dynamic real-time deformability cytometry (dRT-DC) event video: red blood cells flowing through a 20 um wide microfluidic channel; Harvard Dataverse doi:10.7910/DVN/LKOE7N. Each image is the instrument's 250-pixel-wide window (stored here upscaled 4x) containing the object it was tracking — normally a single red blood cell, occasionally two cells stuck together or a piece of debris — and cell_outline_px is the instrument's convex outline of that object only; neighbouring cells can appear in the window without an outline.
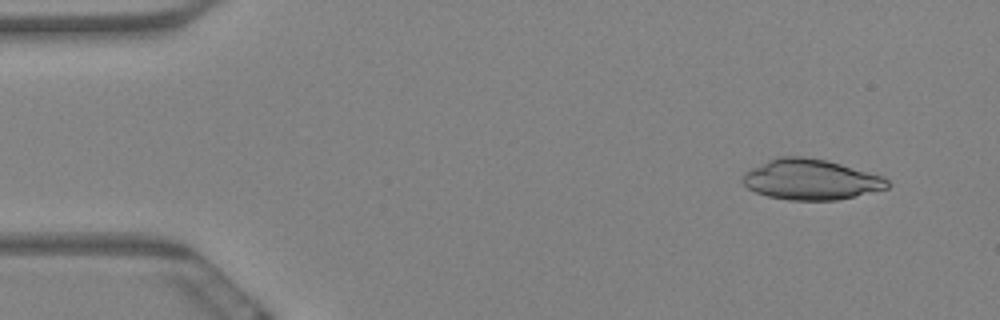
{"species": "Egyptian fruit bat (a non-hibernating species)", "species_latin": "Rousettus aegyptiacus", "temperature_condition": "warm", "stored_images_in_passage": 7, "camera_frame_rate_fps": 3000, "um_per_image_px": 0.085, "animal": {"sex": "female"}, "frame": {"image": 1, "passage_image": 2, "time_ms": 0.333, "image_size_px": [1000, 320], "cell_outline_px": [[892, 184], [888, 188], [836, 200], [788, 200], [768, 196], [756, 192], [748, 188], [740, 180], [744, 172], [776, 156], [804, 156], [828, 160], [884, 176]], "centroid_in_image_um": [68.92, 15.25], "position_along_channel_um": 16.1, "area_um2": 34.33}}
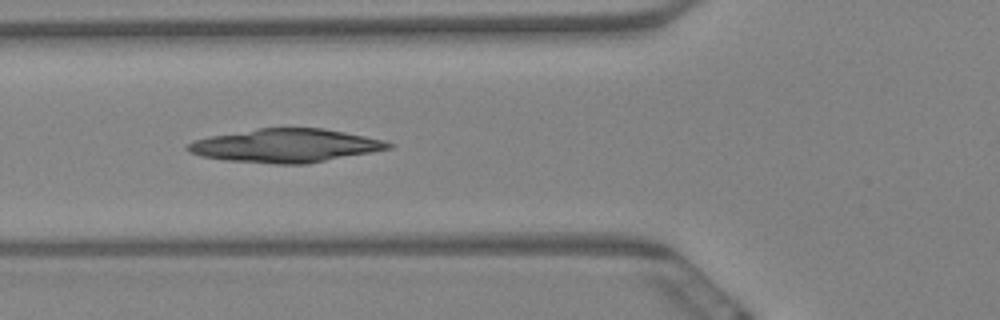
{"frame": {"image": 2, "passage_image": 7, "time_ms": 2.0, "image_size_px": [1000, 320], "cell_outline_px": [[396, 144], [392, 148], [372, 152], [308, 164], [276, 164], [224, 160], [200, 156], [188, 152], [184, 148], [192, 140], [208, 136], [260, 128], [324, 128], [384, 140]], "centroid_in_image_um": [24.26, 12.38], "position_along_channel_um": 101.5, "area_um2": 39.36}}